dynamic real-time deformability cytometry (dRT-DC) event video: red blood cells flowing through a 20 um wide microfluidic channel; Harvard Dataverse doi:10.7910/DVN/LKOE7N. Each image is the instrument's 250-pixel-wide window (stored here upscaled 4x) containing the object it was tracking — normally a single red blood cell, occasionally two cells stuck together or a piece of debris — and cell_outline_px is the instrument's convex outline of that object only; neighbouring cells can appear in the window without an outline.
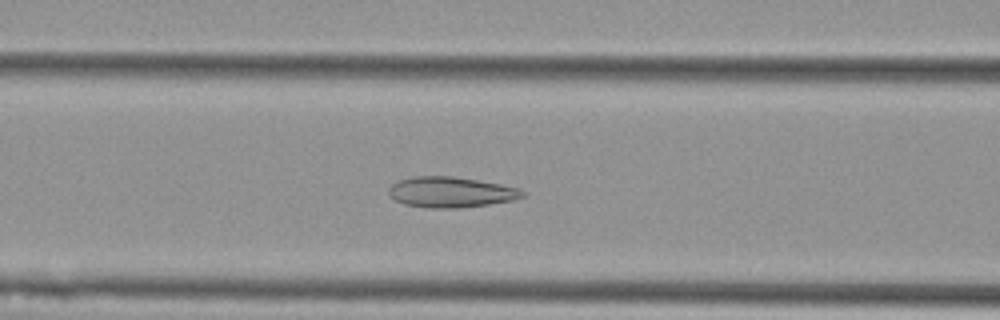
{"species": "Egyptian fruit bat (a non-hibernating species)", "species_latin": "Rousettus aegyptiacus", "temperature_condition": "cold", "stored_images_in_passage": 44, "camera_frame_rate_fps": 3000, "um_per_image_px": 0.085, "animal": {"sex": "female"}, "frame": {"image": 1, "passage_image": 11, "time_ms": 3.333, "image_size_px": [1000, 320], "cell_outline_px": [[528, 192], [524, 196], [516, 200], [460, 208], [428, 208], [404, 204], [396, 200], [388, 192], [388, 188], [392, 184], [400, 180], [412, 176], [452, 176], [500, 184], [516, 188]], "centroid_in_image_um": [38.33, 16.34], "position_along_channel_um": 128.3, "area_um2": 23.81}}
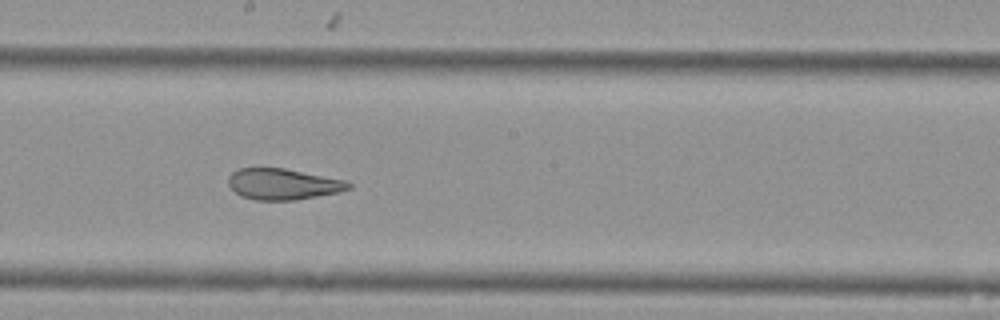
{"frame": {"image": 2, "passage_image": 19, "time_ms": 6.0, "image_size_px": [1000, 320], "cell_outline_px": [[352, 188], [340, 192], [296, 200], [256, 200], [240, 196], [228, 184], [228, 176], [232, 172], [240, 168], [284, 168], [348, 180], [352, 184]], "centroid_in_image_um": [24.1, 15.65], "position_along_channel_um": 224.1, "area_um2": 21.96}}
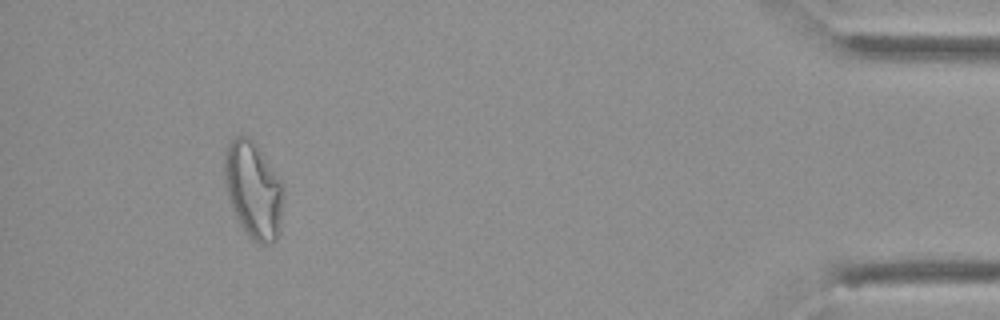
{"frame": {"image": 3, "passage_image": 40, "time_ms": 13.0, "image_size_px": [1000, 320], "cell_outline_px": [[284, 192], [280, 232], [276, 240], [272, 244], [260, 244], [252, 240], [240, 224], [232, 208], [228, 196], [224, 180], [224, 152], [228, 144], [236, 136], [248, 136], [256, 144], [284, 184]], "centroid_in_image_um": [21.56, 16.16], "position_along_channel_um": 413.6, "area_um2": 33.52}, "authors_computed_cell_mechanics": {"area_um2": 25.2008, "velocity_mm_per_s": 3.6135, "shape_relaxation_time_tau1_ms": null, "shape_relaxation_time_tau2_ms": 2.1632, "deformation_change_tau1": null, "deformation_change_tau2": 0.0803}}